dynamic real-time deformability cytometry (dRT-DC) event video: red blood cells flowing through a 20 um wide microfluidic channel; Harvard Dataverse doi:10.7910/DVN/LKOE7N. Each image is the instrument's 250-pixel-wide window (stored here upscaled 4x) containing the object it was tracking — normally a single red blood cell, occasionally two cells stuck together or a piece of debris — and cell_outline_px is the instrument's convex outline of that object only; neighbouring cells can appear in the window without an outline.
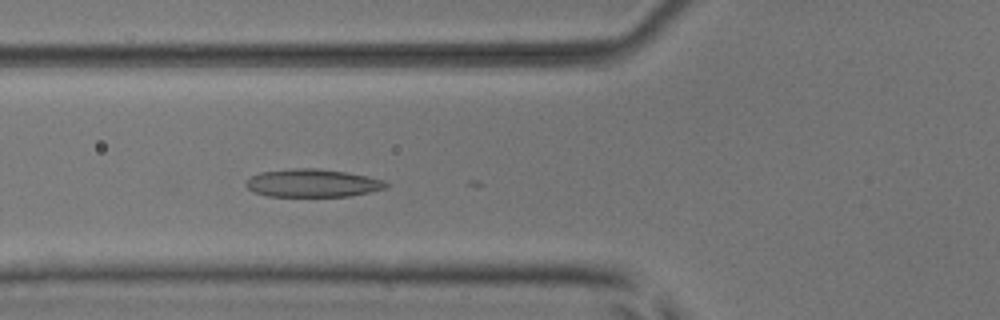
{"species": "common noctule bat (a hibernating species)", "species_latin": "Nyctalus noctula", "temperature_condition": "room temperature", "stored_images_in_passage": 3, "camera_frame_rate_fps": 3000, "um_per_image_px": 0.085, "animal": {"sex": "male", "body_mass_g": 17.9, "forearm_length_mm": 54.2}, "frame": {"image": 1, "passage_image": 3, "time_ms": 2.333, "image_size_px": [1000, 320], "cell_outline_px": [[388, 184], [384, 188], [352, 196], [268, 196], [252, 192], [244, 184], [252, 176], [260, 172], [292, 168], [316, 168], [348, 172], [384, 180]], "centroid_in_image_um": [26.53, 15.56], "position_along_channel_um": 99.3, "area_um2": 22.77}}